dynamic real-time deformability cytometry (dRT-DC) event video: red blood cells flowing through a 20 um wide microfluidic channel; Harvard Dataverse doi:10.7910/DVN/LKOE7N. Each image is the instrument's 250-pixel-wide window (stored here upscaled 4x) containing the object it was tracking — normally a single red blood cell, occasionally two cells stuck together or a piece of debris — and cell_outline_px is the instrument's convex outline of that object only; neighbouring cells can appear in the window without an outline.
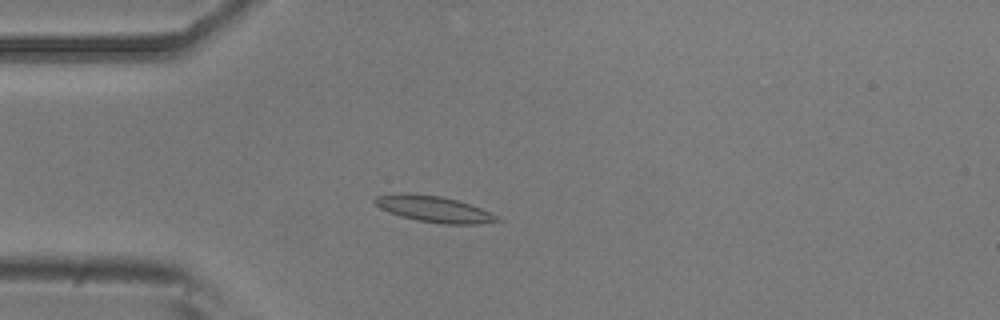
{"species": "common noctule bat (a hibernating species)", "species_latin": "Nyctalus noctula", "temperature_condition": "room temperature", "stored_images_in_passage": 4, "camera_frame_rate_fps": 3000, "um_per_image_px": 0.085, "animal": {"sex": "male", "body_mass_g": 20.5, "forearm_length_mm": 52.5}, "frame": {"image": 1, "passage_image": 4, "time_ms": 1.0, "image_size_px": [1000, 320], "cell_outline_px": [[500, 220], [480, 224], [444, 224], [416, 220], [400, 216], [388, 212], [380, 208], [372, 200], [376, 196], [392, 192], [408, 192], [444, 196], [480, 208], [500, 216]], "centroid_in_image_um": [36.82, 17.75], "position_along_channel_um": 48.2, "area_um2": 18.96}}